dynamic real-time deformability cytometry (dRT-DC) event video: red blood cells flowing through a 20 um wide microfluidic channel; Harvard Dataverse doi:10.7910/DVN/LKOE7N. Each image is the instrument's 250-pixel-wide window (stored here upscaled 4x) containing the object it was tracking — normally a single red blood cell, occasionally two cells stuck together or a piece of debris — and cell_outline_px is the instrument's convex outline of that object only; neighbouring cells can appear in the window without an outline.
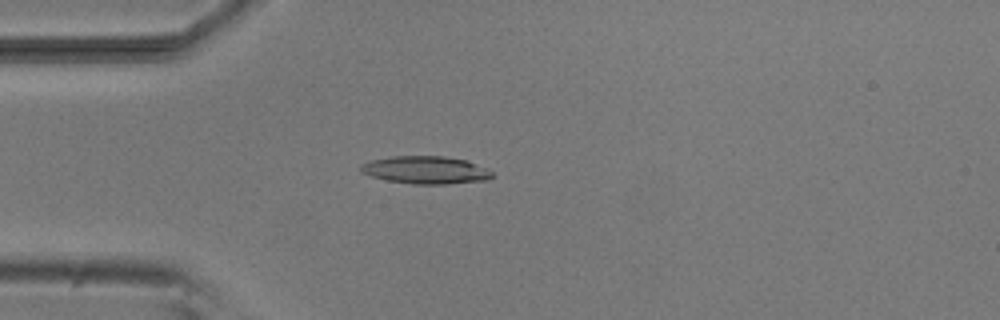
{"species": "common noctule bat (a hibernating species)", "species_latin": "Nyctalus noctula", "temperature_condition": "room temperature", "stored_images_in_passage": 42, "camera_frame_rate_fps": 3000, "um_per_image_px": 0.085, "animal": {"sex": "male", "body_mass_g": 20.5, "forearm_length_mm": 52.5}, "frame": {"image": 1, "passage_image": 4, "time_ms": 1.0, "image_size_px": [1000, 320], "cell_outline_px": [[496, 176], [488, 180], [448, 184], [412, 184], [388, 180], [372, 176], [360, 172], [360, 164], [372, 160], [392, 156], [444, 156], [468, 160], [488, 168]], "centroid_in_image_um": [36.25, 14.45], "position_along_channel_um": 48.8, "area_um2": 21.44}}
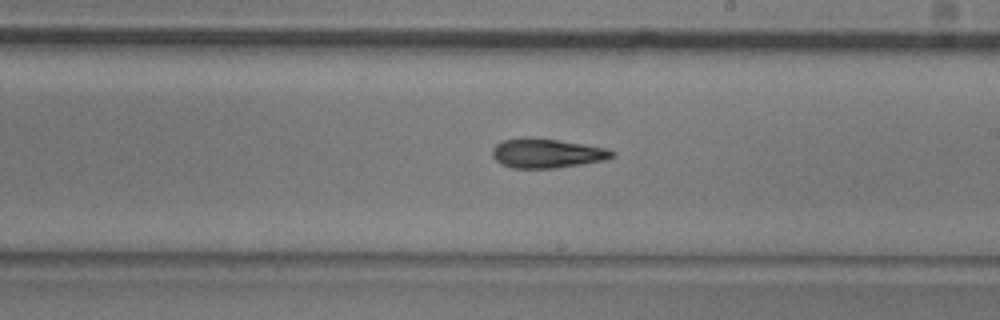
{"frame": {"image": 2, "passage_image": 20, "time_ms": 6.333, "image_size_px": [1000, 320], "cell_outline_px": [[616, 156], [604, 160], [556, 168], [512, 168], [500, 164], [492, 156], [492, 148], [496, 144], [504, 140], [524, 136], [528, 136], [556, 140], [604, 148], [616, 152]], "centroid_in_image_um": [46.43, 13.02], "position_along_channel_um": 242.6, "area_um2": 20.46}}
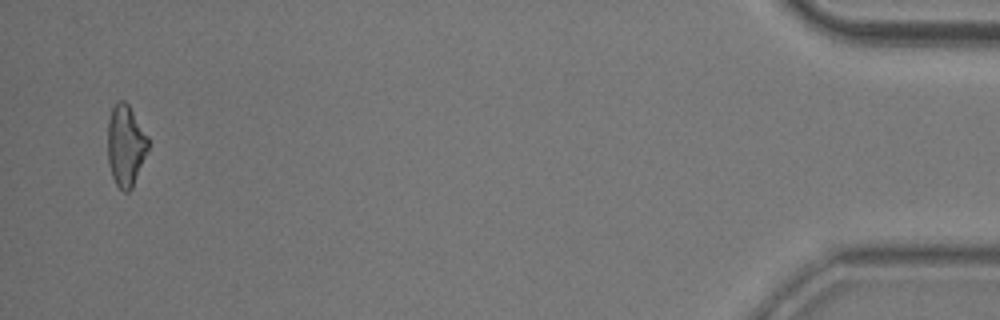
{"frame": {"image": 3, "passage_image": 41, "time_ms": 13.333, "image_size_px": [1000, 320], "cell_outline_px": [[148, 148], [132, 188], [128, 192], [124, 192], [116, 184], [112, 176], [108, 160], [108, 120], [112, 108], [116, 100], [124, 100], [128, 104], [148, 136]], "centroid_in_image_um": [10.67, 12.34], "position_along_channel_um": 424.5, "area_um2": 19.02}, "authors_computed_cell_mechanics": {"area_um2": 19.941, "velocity_mm_per_s": 3.8263, "shape_relaxation_time_tau1_ms": 6.2064, "shape_relaxation_time_tau2_ms": 4.4474, "deformation_change_tau1": 0.1748, "deformation_change_tau2": 0.1528}}